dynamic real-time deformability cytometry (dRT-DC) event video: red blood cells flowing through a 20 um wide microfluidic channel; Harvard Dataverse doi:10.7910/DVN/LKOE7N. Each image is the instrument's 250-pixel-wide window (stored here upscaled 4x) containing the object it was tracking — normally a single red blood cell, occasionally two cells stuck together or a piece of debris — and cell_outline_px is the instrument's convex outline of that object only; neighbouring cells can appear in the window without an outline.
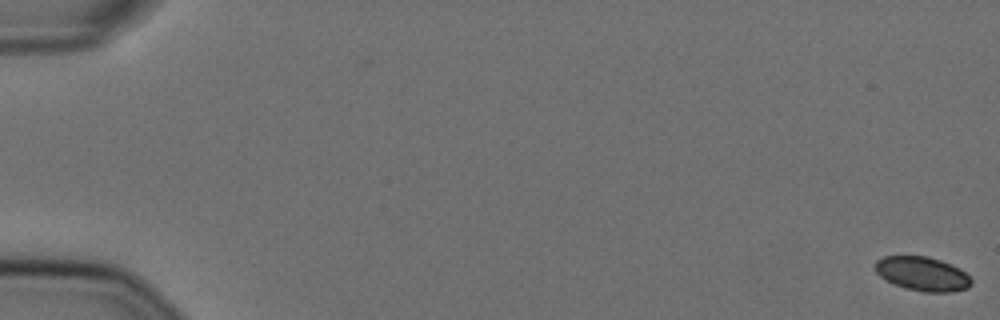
{"species": "Egyptian fruit bat (a non-hibernating species)", "species_latin": "Rousettus aegyptiacus", "temperature_condition": "cold", "stored_images_in_passage": 58, "camera_frame_rate_fps": 3000, "um_per_image_px": 0.085, "animal": {"sex": "female"}, "frame": {"image": 1, "passage_image": 1, "time_ms": 0.0, "image_size_px": [1000, 320], "cell_outline_px": [[972, 284], [968, 288], [952, 292], [920, 292], [904, 288], [892, 284], [884, 280], [876, 272], [876, 260], [884, 256], [928, 256], [940, 260], [960, 268], [972, 280]], "centroid_in_image_um": [78.39, 23.29], "position_along_channel_um": 6.6, "area_um2": 19.31}}
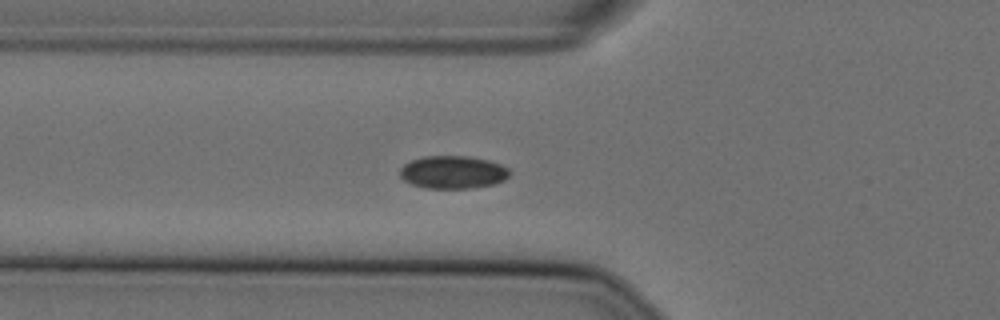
{"frame": {"image": 2, "passage_image": 22, "time_ms": 7.0, "image_size_px": [1000, 320], "cell_outline_px": [[512, 172], [504, 180], [492, 184], [468, 188], [424, 188], [412, 184], [404, 180], [400, 176], [400, 168], [404, 164], [412, 160], [424, 156], [468, 156], [488, 160], [500, 164], [508, 168]], "centroid_in_image_um": [38.49, 14.63], "position_along_channel_um": 87.3, "area_um2": 20.92}}
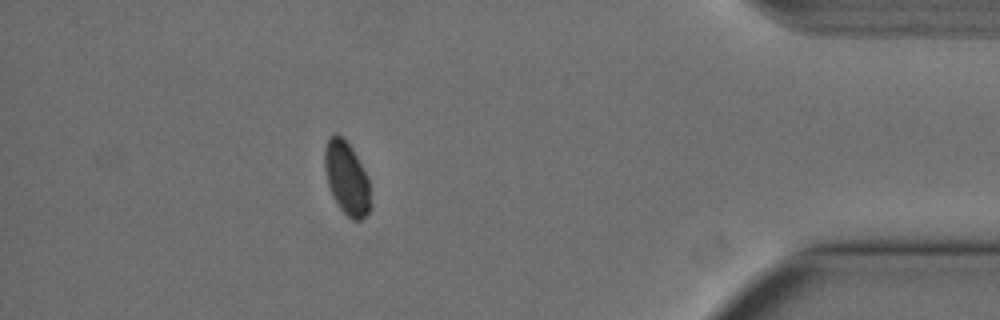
{"frame": {"image": 3, "passage_image": 52, "time_ms": 17.0, "image_size_px": [1000, 320], "cell_outline_px": [[372, 208], [360, 220], [352, 220], [340, 208], [332, 196], [328, 184], [324, 168], [324, 148], [328, 136], [336, 132], [352, 148], [368, 180], [372, 204]], "centroid_in_image_um": [29.45, 15.15], "position_along_channel_um": 405.7, "area_um2": 19.54}}